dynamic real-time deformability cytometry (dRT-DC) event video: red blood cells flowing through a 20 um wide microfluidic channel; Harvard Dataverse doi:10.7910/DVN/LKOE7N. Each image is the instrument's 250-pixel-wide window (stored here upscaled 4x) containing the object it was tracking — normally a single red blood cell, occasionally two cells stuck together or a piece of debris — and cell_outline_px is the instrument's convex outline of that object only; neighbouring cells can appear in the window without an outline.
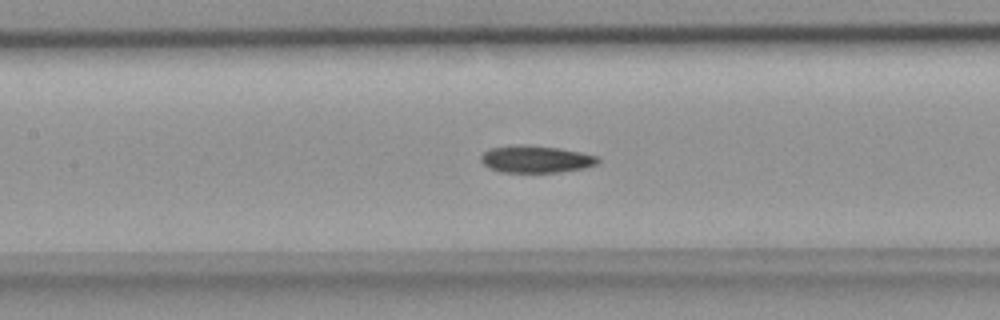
{"species": "common noctule bat (a hibernating species)", "species_latin": "Nyctalus noctula", "temperature_condition": "room temperature", "stored_images_in_passage": 33, "camera_frame_rate_fps": 3000, "um_per_image_px": 0.085, "animal": {"sex": "female", "body_mass_g": 18.4}, "frame": {"image": 1, "passage_image": 7, "time_ms": 2.0, "image_size_px": [1000, 320], "cell_outline_px": [[600, 164], [584, 168], [560, 172], [500, 172], [484, 164], [480, 160], [480, 156], [484, 152], [492, 148], [516, 144], [524, 144], [560, 148], [600, 156]], "centroid_in_image_um": [45.61, 13.52], "position_along_channel_um": 161.8, "area_um2": 18.67}}
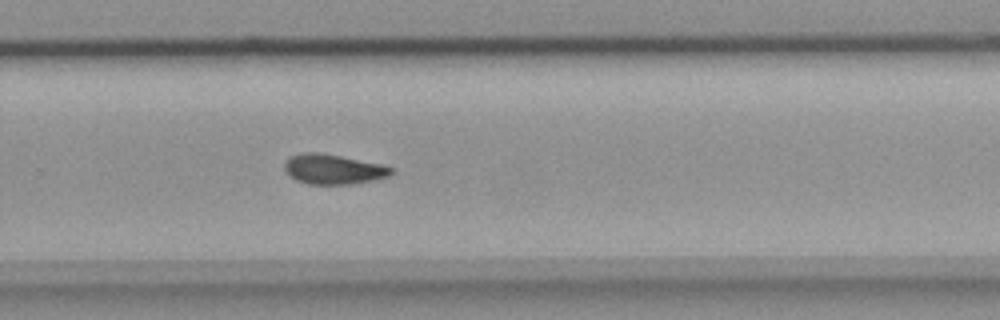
{"frame": {"image": 2, "passage_image": 17, "time_ms": 5.333, "image_size_px": [1000, 320], "cell_outline_px": [[396, 172], [388, 176], [372, 180], [348, 184], [308, 184], [296, 180], [284, 168], [284, 164], [292, 156], [300, 152], [320, 152], [384, 164], [396, 168]], "centroid_in_image_um": [28.4, 14.37], "position_along_channel_um": 301.4, "area_um2": 18.67}}
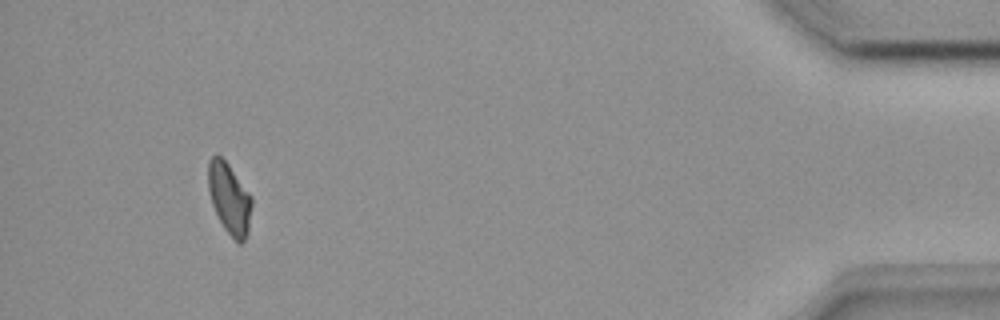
{"frame": {"image": 3, "passage_image": 30, "time_ms": 9.667, "image_size_px": [1000, 320], "cell_outline_px": [[252, 204], [248, 232], [244, 240], [240, 244], [224, 228], [212, 204], [208, 188], [208, 160], [212, 156], [220, 156], [228, 164], [252, 196]], "centroid_in_image_um": [19.5, 16.86], "position_along_channel_um": 415.7, "area_um2": 17.74}}